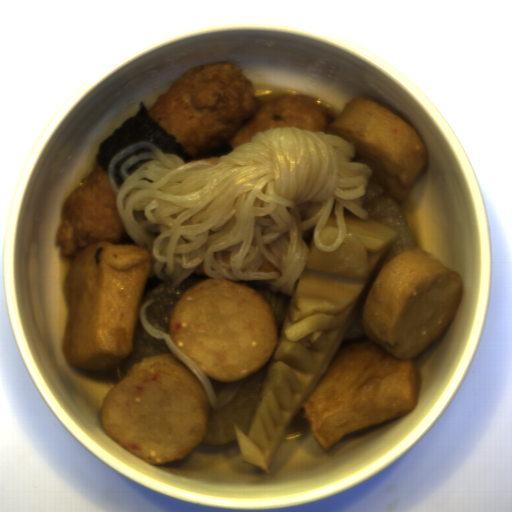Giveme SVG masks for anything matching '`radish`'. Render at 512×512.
<instances>
[{
    "label": "radish",
    "mask_w": 512,
    "mask_h": 512,
    "mask_svg": "<svg viewBox=\"0 0 512 512\" xmlns=\"http://www.w3.org/2000/svg\"><path fill=\"white\" fill-rule=\"evenodd\" d=\"M162 353H172L164 339L157 340L142 326L137 312L136 326L132 334V348L130 354L121 365L111 372L112 379L117 384L122 380L134 362H140L144 357Z\"/></svg>",
    "instance_id": "1c65be97"
},
{
    "label": "radish",
    "mask_w": 512,
    "mask_h": 512,
    "mask_svg": "<svg viewBox=\"0 0 512 512\" xmlns=\"http://www.w3.org/2000/svg\"><path fill=\"white\" fill-rule=\"evenodd\" d=\"M362 208L368 211V218L400 232L392 249L386 255L381 267L389 260L410 248H418L417 240L409 226L402 202H398L385 188L369 178L366 191L361 197Z\"/></svg>",
    "instance_id": "8e3532e8"
},
{
    "label": "radish",
    "mask_w": 512,
    "mask_h": 512,
    "mask_svg": "<svg viewBox=\"0 0 512 512\" xmlns=\"http://www.w3.org/2000/svg\"><path fill=\"white\" fill-rule=\"evenodd\" d=\"M272 357L273 354L257 372L244 378L241 388L223 407L214 412L210 405L207 433L200 444L214 447L237 441L234 423L247 435Z\"/></svg>",
    "instance_id": "1f323893"
},
{
    "label": "radish",
    "mask_w": 512,
    "mask_h": 512,
    "mask_svg": "<svg viewBox=\"0 0 512 512\" xmlns=\"http://www.w3.org/2000/svg\"><path fill=\"white\" fill-rule=\"evenodd\" d=\"M201 282L196 274H190L178 287H171L170 281H161L149 291L142 293L139 309L149 299L153 301L145 310L149 324L160 332L168 334L171 311L180 297L191 287Z\"/></svg>",
    "instance_id": "49b2ee8c"
}]
</instances>
